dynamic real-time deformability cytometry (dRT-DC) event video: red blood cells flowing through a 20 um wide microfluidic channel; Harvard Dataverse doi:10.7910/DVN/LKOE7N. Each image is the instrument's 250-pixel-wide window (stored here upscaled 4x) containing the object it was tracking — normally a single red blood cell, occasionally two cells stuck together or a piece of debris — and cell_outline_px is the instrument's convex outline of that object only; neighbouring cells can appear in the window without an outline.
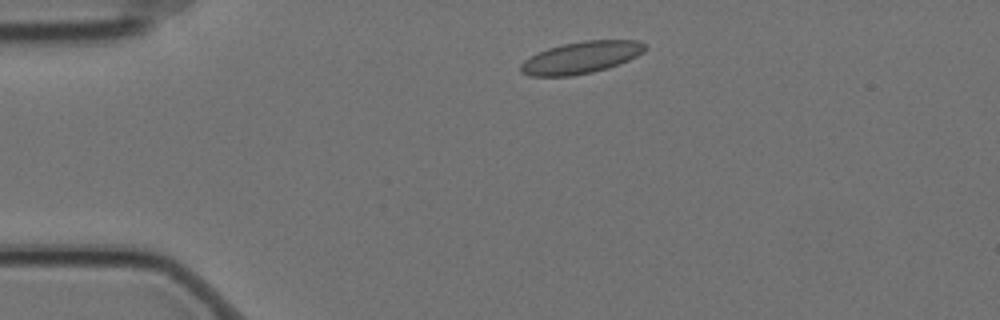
{"species": "Egyptian fruit bat (a non-hibernating species)", "species_latin": "Rousettus aegyptiacus", "temperature_condition": "cold", "stored_images_in_passage": 4, "camera_frame_rate_fps": 3000, "um_per_image_px": 0.085, "animal": {"sex": "female"}, "frame": {"image": 1, "passage_image": 2, "time_ms": 0.333, "image_size_px": [1000, 320], "cell_outline_px": [[648, 48], [644, 52], [628, 60], [608, 68], [592, 72], [572, 76], [528, 76], [520, 72], [520, 64], [524, 60], [548, 48], [564, 44], [584, 40], [640, 40], [648, 44]], "centroid_in_image_um": [49.43, 4.89], "position_along_channel_um": 35.6, "area_um2": 23.24}}
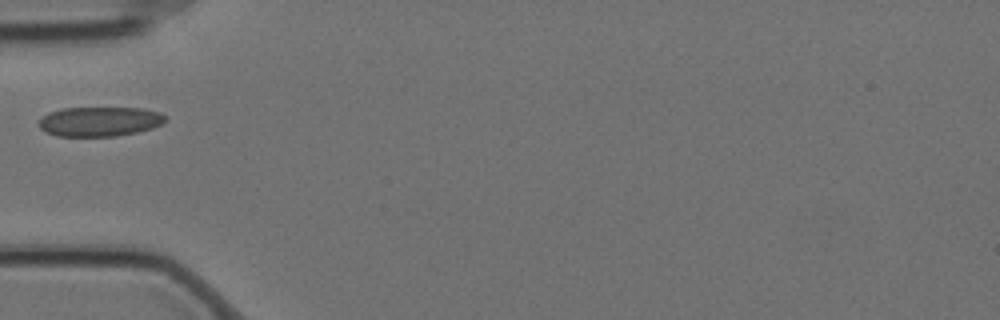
{"frame": {"image": 2, "passage_image": 4, "time_ms": 1.0, "image_size_px": [1000, 320], "cell_outline_px": [[168, 120], [152, 128], [136, 132], [116, 136], [56, 136], [44, 132], [36, 124], [48, 112], [60, 108], [144, 108], [160, 112], [168, 116]], "centroid_in_image_um": [8.47, 10.32], "position_along_channel_um": 76.5, "area_um2": 22.08}}